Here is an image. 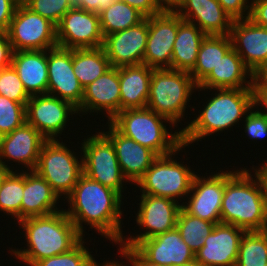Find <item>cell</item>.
<instances>
[{
  "label": "cell",
  "instance_id": "obj_11",
  "mask_svg": "<svg viewBox=\"0 0 267 266\" xmlns=\"http://www.w3.org/2000/svg\"><path fill=\"white\" fill-rule=\"evenodd\" d=\"M136 223L145 232L123 238L120 246L136 247L142 240L176 228L181 205L170 198L141 194Z\"/></svg>",
  "mask_w": 267,
  "mask_h": 266
},
{
  "label": "cell",
  "instance_id": "obj_15",
  "mask_svg": "<svg viewBox=\"0 0 267 266\" xmlns=\"http://www.w3.org/2000/svg\"><path fill=\"white\" fill-rule=\"evenodd\" d=\"M58 46L66 49L97 48L103 45L104 36L99 15L73 7L56 25Z\"/></svg>",
  "mask_w": 267,
  "mask_h": 266
},
{
  "label": "cell",
  "instance_id": "obj_29",
  "mask_svg": "<svg viewBox=\"0 0 267 266\" xmlns=\"http://www.w3.org/2000/svg\"><path fill=\"white\" fill-rule=\"evenodd\" d=\"M206 34L195 24L179 16V27L173 46L171 69L190 73L197 62L202 40Z\"/></svg>",
  "mask_w": 267,
  "mask_h": 266
},
{
  "label": "cell",
  "instance_id": "obj_51",
  "mask_svg": "<svg viewBox=\"0 0 267 266\" xmlns=\"http://www.w3.org/2000/svg\"><path fill=\"white\" fill-rule=\"evenodd\" d=\"M11 172V170L9 168H7V166H5L4 164H2L0 162V186L3 183V180L7 177V175Z\"/></svg>",
  "mask_w": 267,
  "mask_h": 266
},
{
  "label": "cell",
  "instance_id": "obj_31",
  "mask_svg": "<svg viewBox=\"0 0 267 266\" xmlns=\"http://www.w3.org/2000/svg\"><path fill=\"white\" fill-rule=\"evenodd\" d=\"M72 65L73 72L83 88L111 67L102 46L72 49Z\"/></svg>",
  "mask_w": 267,
  "mask_h": 266
},
{
  "label": "cell",
  "instance_id": "obj_25",
  "mask_svg": "<svg viewBox=\"0 0 267 266\" xmlns=\"http://www.w3.org/2000/svg\"><path fill=\"white\" fill-rule=\"evenodd\" d=\"M59 196L50 184L34 170L24 172V190L21 203V220L29 217L47 216L61 211L57 208Z\"/></svg>",
  "mask_w": 267,
  "mask_h": 266
},
{
  "label": "cell",
  "instance_id": "obj_16",
  "mask_svg": "<svg viewBox=\"0 0 267 266\" xmlns=\"http://www.w3.org/2000/svg\"><path fill=\"white\" fill-rule=\"evenodd\" d=\"M47 93L81 107L84 88L79 83L72 65V49L59 46L47 50Z\"/></svg>",
  "mask_w": 267,
  "mask_h": 266
},
{
  "label": "cell",
  "instance_id": "obj_17",
  "mask_svg": "<svg viewBox=\"0 0 267 266\" xmlns=\"http://www.w3.org/2000/svg\"><path fill=\"white\" fill-rule=\"evenodd\" d=\"M148 37V17L138 25L104 36L102 48L110 65L122 67L143 64Z\"/></svg>",
  "mask_w": 267,
  "mask_h": 266
},
{
  "label": "cell",
  "instance_id": "obj_48",
  "mask_svg": "<svg viewBox=\"0 0 267 266\" xmlns=\"http://www.w3.org/2000/svg\"><path fill=\"white\" fill-rule=\"evenodd\" d=\"M13 49L6 32H0V70L11 66Z\"/></svg>",
  "mask_w": 267,
  "mask_h": 266
},
{
  "label": "cell",
  "instance_id": "obj_7",
  "mask_svg": "<svg viewBox=\"0 0 267 266\" xmlns=\"http://www.w3.org/2000/svg\"><path fill=\"white\" fill-rule=\"evenodd\" d=\"M58 140L43 143L34 171L50 184L59 198L66 199L83 174V156L78 160L74 151Z\"/></svg>",
  "mask_w": 267,
  "mask_h": 266
},
{
  "label": "cell",
  "instance_id": "obj_40",
  "mask_svg": "<svg viewBox=\"0 0 267 266\" xmlns=\"http://www.w3.org/2000/svg\"><path fill=\"white\" fill-rule=\"evenodd\" d=\"M244 119V132L247 133L249 139L257 140L267 137V117L257 106H253Z\"/></svg>",
  "mask_w": 267,
  "mask_h": 266
},
{
  "label": "cell",
  "instance_id": "obj_44",
  "mask_svg": "<svg viewBox=\"0 0 267 266\" xmlns=\"http://www.w3.org/2000/svg\"><path fill=\"white\" fill-rule=\"evenodd\" d=\"M120 256L126 259V266H162L148 261L135 247L119 246ZM130 264V265H129Z\"/></svg>",
  "mask_w": 267,
  "mask_h": 266
},
{
  "label": "cell",
  "instance_id": "obj_42",
  "mask_svg": "<svg viewBox=\"0 0 267 266\" xmlns=\"http://www.w3.org/2000/svg\"><path fill=\"white\" fill-rule=\"evenodd\" d=\"M251 89L253 95H267V62L251 72Z\"/></svg>",
  "mask_w": 267,
  "mask_h": 266
},
{
  "label": "cell",
  "instance_id": "obj_1",
  "mask_svg": "<svg viewBox=\"0 0 267 266\" xmlns=\"http://www.w3.org/2000/svg\"><path fill=\"white\" fill-rule=\"evenodd\" d=\"M121 199L124 198L115 190L82 174L66 198L70 207L65 212L82 235L84 223L117 245L125 238L121 230Z\"/></svg>",
  "mask_w": 267,
  "mask_h": 266
},
{
  "label": "cell",
  "instance_id": "obj_37",
  "mask_svg": "<svg viewBox=\"0 0 267 266\" xmlns=\"http://www.w3.org/2000/svg\"><path fill=\"white\" fill-rule=\"evenodd\" d=\"M26 104L0 95V137L11 133L26 122Z\"/></svg>",
  "mask_w": 267,
  "mask_h": 266
},
{
  "label": "cell",
  "instance_id": "obj_41",
  "mask_svg": "<svg viewBox=\"0 0 267 266\" xmlns=\"http://www.w3.org/2000/svg\"><path fill=\"white\" fill-rule=\"evenodd\" d=\"M218 2L233 21L249 17L251 5L249 0H218Z\"/></svg>",
  "mask_w": 267,
  "mask_h": 266
},
{
  "label": "cell",
  "instance_id": "obj_39",
  "mask_svg": "<svg viewBox=\"0 0 267 266\" xmlns=\"http://www.w3.org/2000/svg\"><path fill=\"white\" fill-rule=\"evenodd\" d=\"M0 95L21 104H26L30 100L12 65L0 70Z\"/></svg>",
  "mask_w": 267,
  "mask_h": 266
},
{
  "label": "cell",
  "instance_id": "obj_24",
  "mask_svg": "<svg viewBox=\"0 0 267 266\" xmlns=\"http://www.w3.org/2000/svg\"><path fill=\"white\" fill-rule=\"evenodd\" d=\"M229 35L232 48L251 72L267 62V27L254 24L249 18L234 20Z\"/></svg>",
  "mask_w": 267,
  "mask_h": 266
},
{
  "label": "cell",
  "instance_id": "obj_52",
  "mask_svg": "<svg viewBox=\"0 0 267 266\" xmlns=\"http://www.w3.org/2000/svg\"><path fill=\"white\" fill-rule=\"evenodd\" d=\"M181 266H202L200 263H198L196 260L190 262V263H187V264H184V265H181Z\"/></svg>",
  "mask_w": 267,
  "mask_h": 266
},
{
  "label": "cell",
  "instance_id": "obj_18",
  "mask_svg": "<svg viewBox=\"0 0 267 266\" xmlns=\"http://www.w3.org/2000/svg\"><path fill=\"white\" fill-rule=\"evenodd\" d=\"M244 233V229L232 224H216L195 253V260L202 266H235Z\"/></svg>",
  "mask_w": 267,
  "mask_h": 266
},
{
  "label": "cell",
  "instance_id": "obj_27",
  "mask_svg": "<svg viewBox=\"0 0 267 266\" xmlns=\"http://www.w3.org/2000/svg\"><path fill=\"white\" fill-rule=\"evenodd\" d=\"M247 78L250 80L247 81ZM241 88H251V71L233 48L222 57L217 66L198 85L200 91Z\"/></svg>",
  "mask_w": 267,
  "mask_h": 266
},
{
  "label": "cell",
  "instance_id": "obj_22",
  "mask_svg": "<svg viewBox=\"0 0 267 266\" xmlns=\"http://www.w3.org/2000/svg\"><path fill=\"white\" fill-rule=\"evenodd\" d=\"M103 133L112 141L118 164L123 176L131 183H137L158 155L135 140L122 135L110 122Z\"/></svg>",
  "mask_w": 267,
  "mask_h": 266
},
{
  "label": "cell",
  "instance_id": "obj_28",
  "mask_svg": "<svg viewBox=\"0 0 267 266\" xmlns=\"http://www.w3.org/2000/svg\"><path fill=\"white\" fill-rule=\"evenodd\" d=\"M153 69L146 64L119 67L120 111L147 106Z\"/></svg>",
  "mask_w": 267,
  "mask_h": 266
},
{
  "label": "cell",
  "instance_id": "obj_26",
  "mask_svg": "<svg viewBox=\"0 0 267 266\" xmlns=\"http://www.w3.org/2000/svg\"><path fill=\"white\" fill-rule=\"evenodd\" d=\"M11 65L30 97L47 93V50L13 51Z\"/></svg>",
  "mask_w": 267,
  "mask_h": 266
},
{
  "label": "cell",
  "instance_id": "obj_19",
  "mask_svg": "<svg viewBox=\"0 0 267 266\" xmlns=\"http://www.w3.org/2000/svg\"><path fill=\"white\" fill-rule=\"evenodd\" d=\"M46 140L39 131L25 122L11 133L0 137V162L13 171L12 166L6 164L8 158L32 171L36 168L41 147Z\"/></svg>",
  "mask_w": 267,
  "mask_h": 266
},
{
  "label": "cell",
  "instance_id": "obj_4",
  "mask_svg": "<svg viewBox=\"0 0 267 266\" xmlns=\"http://www.w3.org/2000/svg\"><path fill=\"white\" fill-rule=\"evenodd\" d=\"M216 90L217 93L208 100L199 116L196 115L185 128L180 129L181 141L185 146L228 130L255 106L251 88Z\"/></svg>",
  "mask_w": 267,
  "mask_h": 266
},
{
  "label": "cell",
  "instance_id": "obj_14",
  "mask_svg": "<svg viewBox=\"0 0 267 266\" xmlns=\"http://www.w3.org/2000/svg\"><path fill=\"white\" fill-rule=\"evenodd\" d=\"M179 15L170 9L148 17V37L143 64L154 69L170 68Z\"/></svg>",
  "mask_w": 267,
  "mask_h": 266
},
{
  "label": "cell",
  "instance_id": "obj_5",
  "mask_svg": "<svg viewBox=\"0 0 267 266\" xmlns=\"http://www.w3.org/2000/svg\"><path fill=\"white\" fill-rule=\"evenodd\" d=\"M167 118L148 107L120 111L110 123L124 136L148 147L158 156L174 152L181 144V131L168 132Z\"/></svg>",
  "mask_w": 267,
  "mask_h": 266
},
{
  "label": "cell",
  "instance_id": "obj_8",
  "mask_svg": "<svg viewBox=\"0 0 267 266\" xmlns=\"http://www.w3.org/2000/svg\"><path fill=\"white\" fill-rule=\"evenodd\" d=\"M185 147L184 144H181L174 152L158 156L154 160L136 183L142 194L170 198L176 202L183 196H189L195 171L172 158Z\"/></svg>",
  "mask_w": 267,
  "mask_h": 266
},
{
  "label": "cell",
  "instance_id": "obj_9",
  "mask_svg": "<svg viewBox=\"0 0 267 266\" xmlns=\"http://www.w3.org/2000/svg\"><path fill=\"white\" fill-rule=\"evenodd\" d=\"M81 144L83 174L123 196V183L127 179L118 164L112 141L103 132H97L84 137Z\"/></svg>",
  "mask_w": 267,
  "mask_h": 266
},
{
  "label": "cell",
  "instance_id": "obj_3",
  "mask_svg": "<svg viewBox=\"0 0 267 266\" xmlns=\"http://www.w3.org/2000/svg\"><path fill=\"white\" fill-rule=\"evenodd\" d=\"M18 223L25 231L28 248L12 249L10 252L29 266L44 258L68 252L84 236L67 216L65 209L47 216L25 218Z\"/></svg>",
  "mask_w": 267,
  "mask_h": 266
},
{
  "label": "cell",
  "instance_id": "obj_43",
  "mask_svg": "<svg viewBox=\"0 0 267 266\" xmlns=\"http://www.w3.org/2000/svg\"><path fill=\"white\" fill-rule=\"evenodd\" d=\"M120 1L125 2L129 6L137 9L145 17L157 15L165 10L158 0H120Z\"/></svg>",
  "mask_w": 267,
  "mask_h": 266
},
{
  "label": "cell",
  "instance_id": "obj_23",
  "mask_svg": "<svg viewBox=\"0 0 267 266\" xmlns=\"http://www.w3.org/2000/svg\"><path fill=\"white\" fill-rule=\"evenodd\" d=\"M173 10L184 21L198 26L206 35L230 34L233 20L218 0H181Z\"/></svg>",
  "mask_w": 267,
  "mask_h": 266
},
{
  "label": "cell",
  "instance_id": "obj_34",
  "mask_svg": "<svg viewBox=\"0 0 267 266\" xmlns=\"http://www.w3.org/2000/svg\"><path fill=\"white\" fill-rule=\"evenodd\" d=\"M267 264V231H245L235 266H265Z\"/></svg>",
  "mask_w": 267,
  "mask_h": 266
},
{
  "label": "cell",
  "instance_id": "obj_35",
  "mask_svg": "<svg viewBox=\"0 0 267 266\" xmlns=\"http://www.w3.org/2000/svg\"><path fill=\"white\" fill-rule=\"evenodd\" d=\"M24 190V171H11L0 186V211L21 220V203Z\"/></svg>",
  "mask_w": 267,
  "mask_h": 266
},
{
  "label": "cell",
  "instance_id": "obj_13",
  "mask_svg": "<svg viewBox=\"0 0 267 266\" xmlns=\"http://www.w3.org/2000/svg\"><path fill=\"white\" fill-rule=\"evenodd\" d=\"M25 113L26 122L47 140H54L68 126L69 116L78 115V110L71 103L46 93L31 96Z\"/></svg>",
  "mask_w": 267,
  "mask_h": 266
},
{
  "label": "cell",
  "instance_id": "obj_46",
  "mask_svg": "<svg viewBox=\"0 0 267 266\" xmlns=\"http://www.w3.org/2000/svg\"><path fill=\"white\" fill-rule=\"evenodd\" d=\"M249 19L256 25L267 27V0H250Z\"/></svg>",
  "mask_w": 267,
  "mask_h": 266
},
{
  "label": "cell",
  "instance_id": "obj_30",
  "mask_svg": "<svg viewBox=\"0 0 267 266\" xmlns=\"http://www.w3.org/2000/svg\"><path fill=\"white\" fill-rule=\"evenodd\" d=\"M231 48L230 35H206L201 42L195 67L189 73L194 82L199 85Z\"/></svg>",
  "mask_w": 267,
  "mask_h": 266
},
{
  "label": "cell",
  "instance_id": "obj_21",
  "mask_svg": "<svg viewBox=\"0 0 267 266\" xmlns=\"http://www.w3.org/2000/svg\"><path fill=\"white\" fill-rule=\"evenodd\" d=\"M103 111L106 112L108 122L120 112L119 67L111 66L84 88V96L78 110L79 114Z\"/></svg>",
  "mask_w": 267,
  "mask_h": 266
},
{
  "label": "cell",
  "instance_id": "obj_49",
  "mask_svg": "<svg viewBox=\"0 0 267 266\" xmlns=\"http://www.w3.org/2000/svg\"><path fill=\"white\" fill-rule=\"evenodd\" d=\"M255 105L258 107L260 104L264 109H266L265 112L262 111V113L267 117V95H254Z\"/></svg>",
  "mask_w": 267,
  "mask_h": 266
},
{
  "label": "cell",
  "instance_id": "obj_47",
  "mask_svg": "<svg viewBox=\"0 0 267 266\" xmlns=\"http://www.w3.org/2000/svg\"><path fill=\"white\" fill-rule=\"evenodd\" d=\"M118 0H70L72 7L100 14Z\"/></svg>",
  "mask_w": 267,
  "mask_h": 266
},
{
  "label": "cell",
  "instance_id": "obj_50",
  "mask_svg": "<svg viewBox=\"0 0 267 266\" xmlns=\"http://www.w3.org/2000/svg\"><path fill=\"white\" fill-rule=\"evenodd\" d=\"M164 9L173 10L181 0H158Z\"/></svg>",
  "mask_w": 267,
  "mask_h": 266
},
{
  "label": "cell",
  "instance_id": "obj_20",
  "mask_svg": "<svg viewBox=\"0 0 267 266\" xmlns=\"http://www.w3.org/2000/svg\"><path fill=\"white\" fill-rule=\"evenodd\" d=\"M148 261L162 266H181L195 260L177 228L142 240L135 247Z\"/></svg>",
  "mask_w": 267,
  "mask_h": 266
},
{
  "label": "cell",
  "instance_id": "obj_12",
  "mask_svg": "<svg viewBox=\"0 0 267 266\" xmlns=\"http://www.w3.org/2000/svg\"><path fill=\"white\" fill-rule=\"evenodd\" d=\"M235 172V170L229 172L220 170L207 177L195 174L189 192L190 196L187 197L189 201L185 204L183 202L181 207L195 217L215 224L221 223V204L225 182Z\"/></svg>",
  "mask_w": 267,
  "mask_h": 266
},
{
  "label": "cell",
  "instance_id": "obj_36",
  "mask_svg": "<svg viewBox=\"0 0 267 266\" xmlns=\"http://www.w3.org/2000/svg\"><path fill=\"white\" fill-rule=\"evenodd\" d=\"M84 238L71 250L44 258L37 261L33 266H98L95 258L90 254L89 249L84 246Z\"/></svg>",
  "mask_w": 267,
  "mask_h": 266
},
{
  "label": "cell",
  "instance_id": "obj_33",
  "mask_svg": "<svg viewBox=\"0 0 267 266\" xmlns=\"http://www.w3.org/2000/svg\"><path fill=\"white\" fill-rule=\"evenodd\" d=\"M214 222H209L187 213L182 207L178 213L176 228L182 240L196 253L204 246L206 237L211 233Z\"/></svg>",
  "mask_w": 267,
  "mask_h": 266
},
{
  "label": "cell",
  "instance_id": "obj_45",
  "mask_svg": "<svg viewBox=\"0 0 267 266\" xmlns=\"http://www.w3.org/2000/svg\"><path fill=\"white\" fill-rule=\"evenodd\" d=\"M21 0H0V32H6Z\"/></svg>",
  "mask_w": 267,
  "mask_h": 266
},
{
  "label": "cell",
  "instance_id": "obj_2",
  "mask_svg": "<svg viewBox=\"0 0 267 266\" xmlns=\"http://www.w3.org/2000/svg\"><path fill=\"white\" fill-rule=\"evenodd\" d=\"M236 172L225 182L221 204V223L232 224L245 231L267 229V165ZM255 177V179L253 178Z\"/></svg>",
  "mask_w": 267,
  "mask_h": 266
},
{
  "label": "cell",
  "instance_id": "obj_32",
  "mask_svg": "<svg viewBox=\"0 0 267 266\" xmlns=\"http://www.w3.org/2000/svg\"><path fill=\"white\" fill-rule=\"evenodd\" d=\"M103 36L138 25L146 17L137 9L118 0L99 14Z\"/></svg>",
  "mask_w": 267,
  "mask_h": 266
},
{
  "label": "cell",
  "instance_id": "obj_6",
  "mask_svg": "<svg viewBox=\"0 0 267 266\" xmlns=\"http://www.w3.org/2000/svg\"><path fill=\"white\" fill-rule=\"evenodd\" d=\"M198 85L188 72L170 68L153 69L147 106L167 118L171 126L183 120L187 102Z\"/></svg>",
  "mask_w": 267,
  "mask_h": 266
},
{
  "label": "cell",
  "instance_id": "obj_38",
  "mask_svg": "<svg viewBox=\"0 0 267 266\" xmlns=\"http://www.w3.org/2000/svg\"><path fill=\"white\" fill-rule=\"evenodd\" d=\"M21 2L31 11L47 18L55 25L73 8L70 0H21Z\"/></svg>",
  "mask_w": 267,
  "mask_h": 266
},
{
  "label": "cell",
  "instance_id": "obj_10",
  "mask_svg": "<svg viewBox=\"0 0 267 266\" xmlns=\"http://www.w3.org/2000/svg\"><path fill=\"white\" fill-rule=\"evenodd\" d=\"M13 51L49 50L58 46L56 25L20 2L6 31Z\"/></svg>",
  "mask_w": 267,
  "mask_h": 266
}]
</instances>
